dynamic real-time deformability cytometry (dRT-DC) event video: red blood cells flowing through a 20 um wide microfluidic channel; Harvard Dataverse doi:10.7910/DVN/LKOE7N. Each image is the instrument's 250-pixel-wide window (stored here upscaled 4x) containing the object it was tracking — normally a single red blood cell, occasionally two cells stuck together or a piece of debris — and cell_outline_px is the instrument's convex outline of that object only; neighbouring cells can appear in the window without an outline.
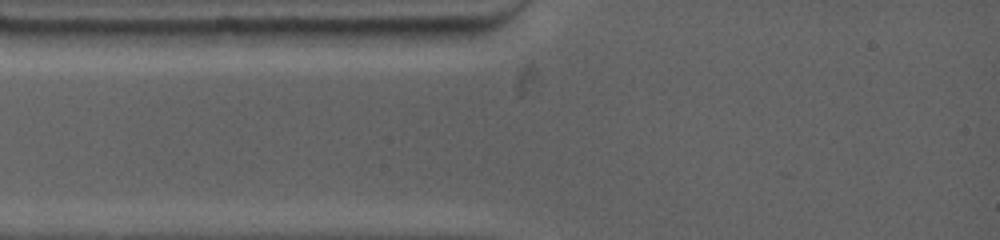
{"species": "common noctule bat (a hibernating species)", "species_latin": "Nyctalus noctula", "temperature_condition": "warm", "stored_images_in_passage": 4, "segment_of_instrument_passage": [1, 2], "camera_frame_rate_fps": 4500, "um_per_image_px": 0.085, "animal": {"sex": "female", "body_mass_g": 19.0, "forearm_length_mm": 53.3}, "frame": {"image": 1, "passage_image": 1, "time_ms": 0.0, "image_size_px": [1000, 240], "cell_outline_px": [[296, 48], [204, 48], [208, 32], [216, 28], [292, 28]], "centroid_in_image_um": [21.3, 3.25], "position_along_channel_um": 63.7, "area_um2": 12.54}}